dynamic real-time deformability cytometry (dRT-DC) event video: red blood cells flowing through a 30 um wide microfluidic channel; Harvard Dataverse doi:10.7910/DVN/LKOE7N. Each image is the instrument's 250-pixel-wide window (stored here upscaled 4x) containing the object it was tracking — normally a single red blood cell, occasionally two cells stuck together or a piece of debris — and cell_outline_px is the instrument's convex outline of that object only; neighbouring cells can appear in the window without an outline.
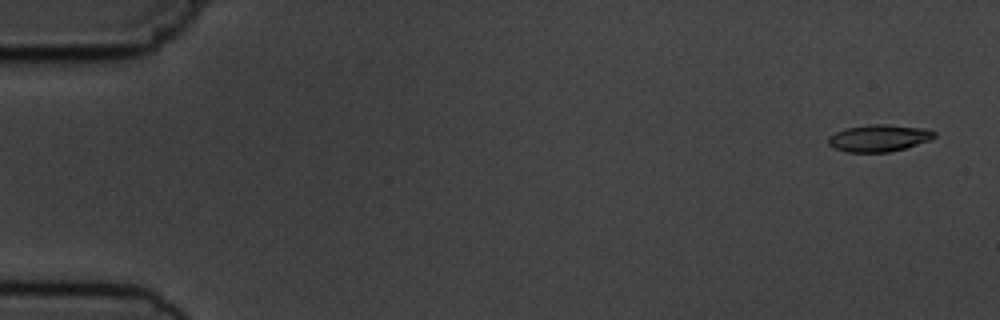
{"species": "common noctule bat (a hibernating species)", "species_latin": "Nyctalus noctula", "temperature_condition": "cold", "stored_images_in_passage": 5, "camera_frame_rate_fps": 3000, "um_per_image_px": 0.085, "animal": {"sex": "male", "body_mass_g": 19.5, "forearm_length_mm": 54.6}, "frame": {"image": 1, "passage_image": 1, "time_ms": 0.0, "image_size_px": [1000, 320], "cell_outline_px": [[936, 136], [932, 140], [904, 148], [888, 152], [848, 152], [836, 148], [828, 144], [828, 136], [836, 132], [848, 128], [872, 124], [884, 124], [928, 128], [936, 132]], "centroid_in_image_um": [74.76, 11.73], "position_along_channel_um": 10.2, "area_um2": 16.65}}
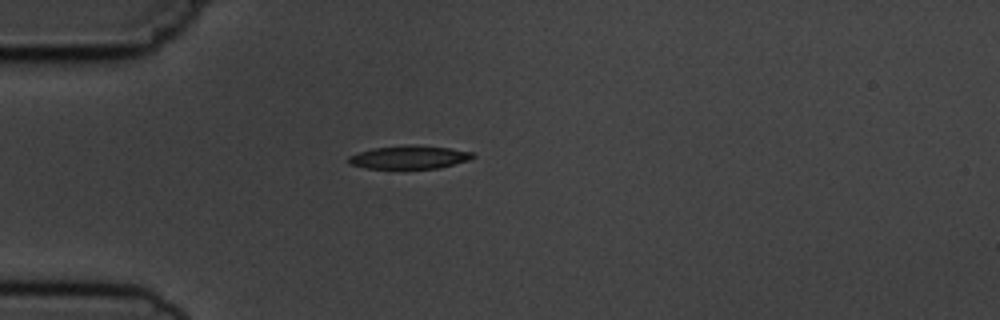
{"frame": {"image": 2, "passage_image": 4, "time_ms": 4.333, "image_size_px": [1000, 320], "cell_outline_px": [[476, 156], [468, 160], [440, 168], [364, 168], [348, 164], [348, 156], [372, 148], [416, 144], [448, 148], [472, 152]], "centroid_in_image_um": [34.77, 13.36], "position_along_channel_um": 50.2, "area_um2": 16.76}}